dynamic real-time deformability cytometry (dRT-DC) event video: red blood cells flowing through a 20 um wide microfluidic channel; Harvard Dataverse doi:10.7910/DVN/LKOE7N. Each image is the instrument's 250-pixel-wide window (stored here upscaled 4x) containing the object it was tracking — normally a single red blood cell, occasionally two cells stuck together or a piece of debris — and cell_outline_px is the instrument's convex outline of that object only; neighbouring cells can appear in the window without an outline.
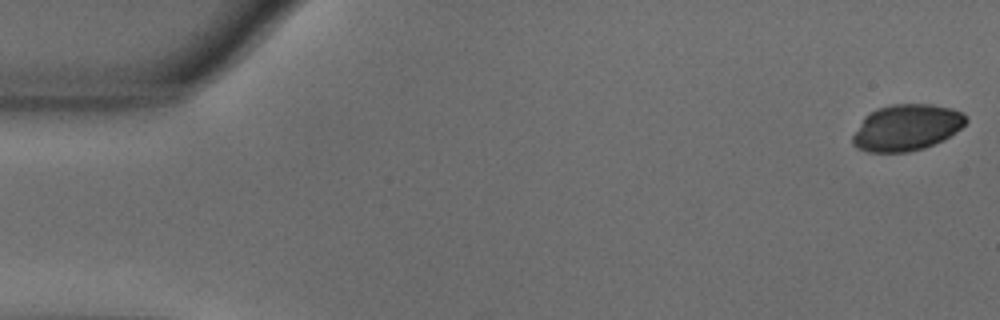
{"species": "common noctule bat (a hibernating species)", "species_latin": "Nyctalus noctula", "temperature_condition": "warm", "stored_images_in_passage": 55, "camera_frame_rate_fps": 3000, "um_per_image_px": 0.085, "animal": {"sex": "male", "body_mass_g": 18.8}, "frame": {"image": 1, "passage_image": 1, "time_ms": 0.0, "image_size_px": [1000, 320], "cell_outline_px": [[968, 120], [956, 132], [944, 140], [924, 148], [908, 152], [868, 152], [856, 148], [852, 144], [852, 136], [864, 116], [876, 108], [892, 104], [932, 104], [952, 108], [964, 112]], "centroid_in_image_um": [77.06, 10.84], "position_along_channel_um": 7.9, "area_um2": 30.87}}
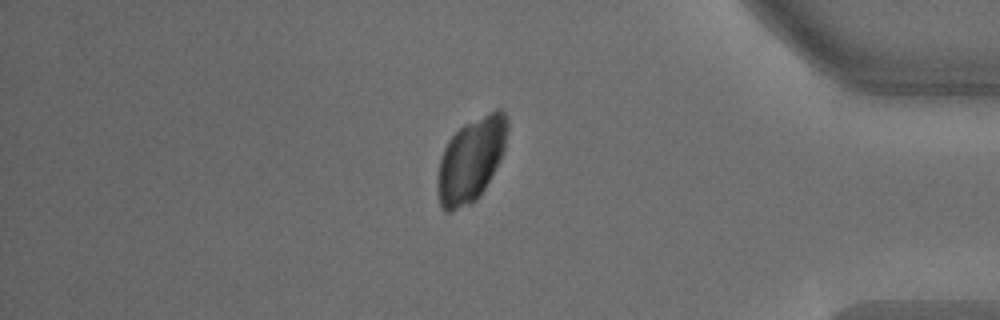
{"frame": {"image": 2, "passage_image": 47, "time_ms": 15.333, "image_size_px": [1000, 320], "cell_outline_px": [[508, 132], [504, 148], [480, 196], [472, 204], [452, 212], [444, 212], [440, 208], [436, 180], [440, 160], [444, 148], [448, 140], [464, 124], [496, 108], [500, 108], [504, 112], [508, 120]], "centroid_in_image_um": [40.01, 13.59], "position_along_channel_um": 395.2, "area_um2": 34.16}}
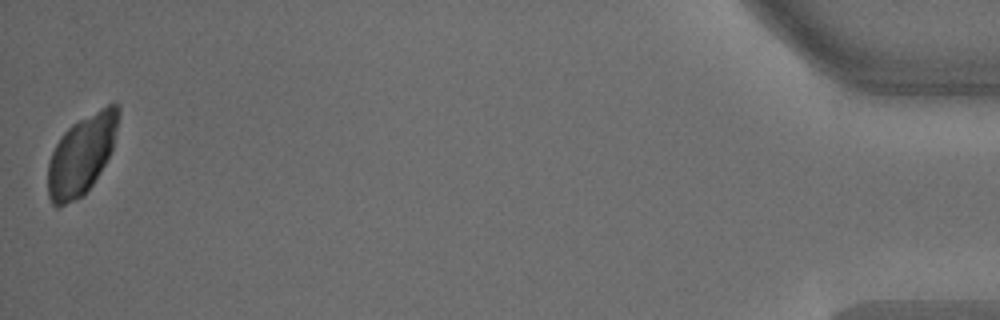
{"frame": {"image": 3, "passage_image": 55, "time_ms": 18.0, "image_size_px": [1000, 320], "cell_outline_px": [[120, 116], [112, 148], [100, 172], [92, 184], [80, 196], [56, 208], [52, 204], [48, 196], [48, 164], [52, 152], [60, 136], [72, 124], [100, 108], [108, 104], [116, 104], [120, 108]], "centroid_in_image_um": [6.93, 13.13], "position_along_channel_um": 428.3, "area_um2": 32.19}}